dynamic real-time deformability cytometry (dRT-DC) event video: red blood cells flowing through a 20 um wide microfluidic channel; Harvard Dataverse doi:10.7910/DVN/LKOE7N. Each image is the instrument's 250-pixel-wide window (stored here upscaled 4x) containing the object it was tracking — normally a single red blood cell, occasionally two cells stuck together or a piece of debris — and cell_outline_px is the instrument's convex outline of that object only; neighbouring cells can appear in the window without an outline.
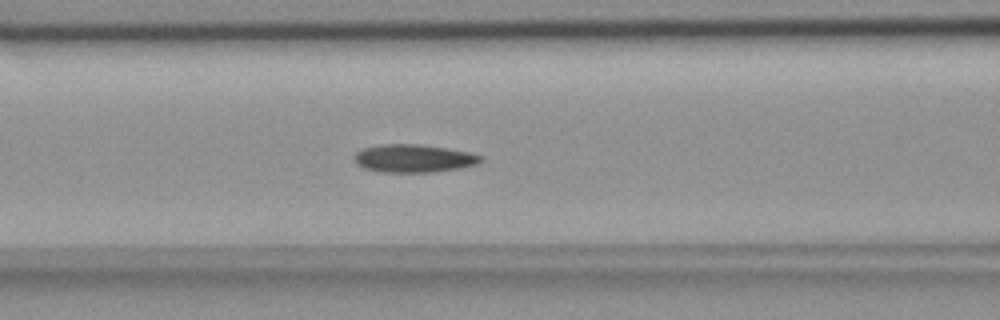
{"species": "common noctule bat (a hibernating species)", "species_latin": "Nyctalus noctula", "temperature_condition": "room temperature", "stored_images_in_passage": 45, "camera_frame_rate_fps": 3000, "um_per_image_px": 0.085, "animal": {"sex": "female", "body_mass_g": 18.4}, "frame": {"image": 1, "passage_image": 20, "time_ms": 6.333, "image_size_px": [1000, 320], "cell_outline_px": [[484, 160], [476, 164], [460, 168], [432, 172], [380, 172], [364, 168], [356, 164], [352, 156], [356, 152], [364, 148], [380, 144], [420, 144], [472, 152], [484, 156]], "centroid_in_image_um": [35.17, 13.46], "position_along_channel_um": 131.4, "area_um2": 20.87}}
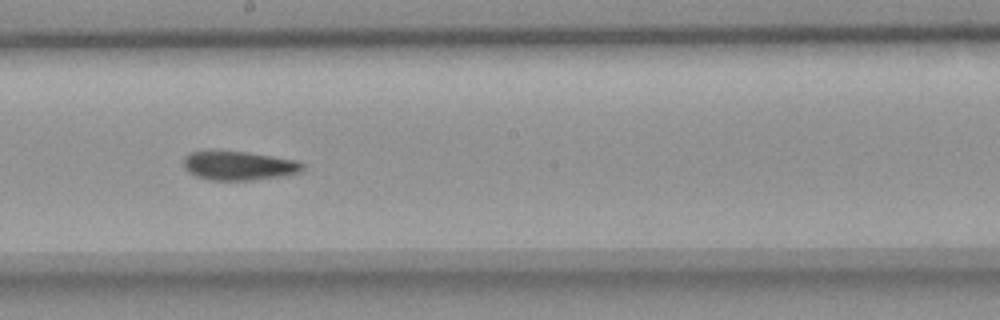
{"frame": {"image": 2, "passage_image": 28, "time_ms": 9.0, "image_size_px": [1000, 320], "cell_outline_px": [[304, 168], [300, 172], [284, 176], [256, 180], [208, 180], [196, 176], [188, 172], [184, 168], [184, 156], [192, 152], [212, 148], [248, 152], [296, 160], [304, 164]], "centroid_in_image_um": [20.26, 14.05], "position_along_channel_um": 227.9, "area_um2": 20.81}}
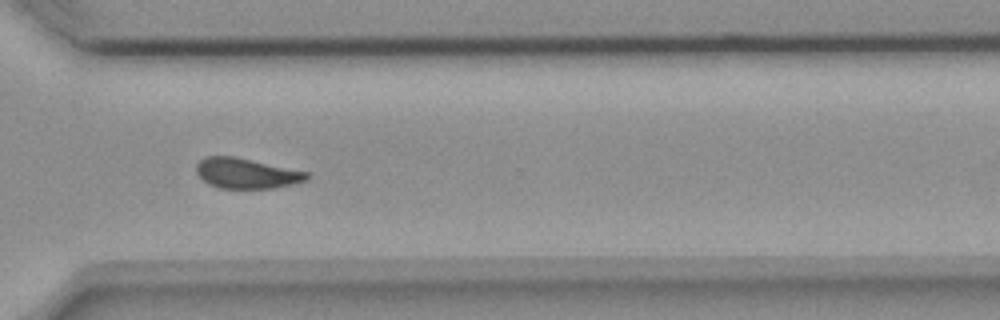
{"frame": {"image": 3, "passage_image": 38, "time_ms": 12.333, "image_size_px": [1000, 320], "cell_outline_px": [[312, 176], [308, 180], [292, 184], [272, 188], [220, 188], [208, 184], [196, 172], [196, 164], [200, 160], [208, 156], [236, 156], [308, 172]], "centroid_in_image_um": [20.97, 14.72], "position_along_channel_um": 349.6, "area_um2": 19.54}, "authors_computed_cell_mechanics": {"area_um2": 20.4612, "velocity_mm_per_s": 3.6318, "shape_relaxation_time_tau1_ms": 5.0731, "shape_relaxation_time_tau2_ms": 4.306, "deformation_change_tau1": 0.1407, "deformation_change_tau2": 0.1134}}